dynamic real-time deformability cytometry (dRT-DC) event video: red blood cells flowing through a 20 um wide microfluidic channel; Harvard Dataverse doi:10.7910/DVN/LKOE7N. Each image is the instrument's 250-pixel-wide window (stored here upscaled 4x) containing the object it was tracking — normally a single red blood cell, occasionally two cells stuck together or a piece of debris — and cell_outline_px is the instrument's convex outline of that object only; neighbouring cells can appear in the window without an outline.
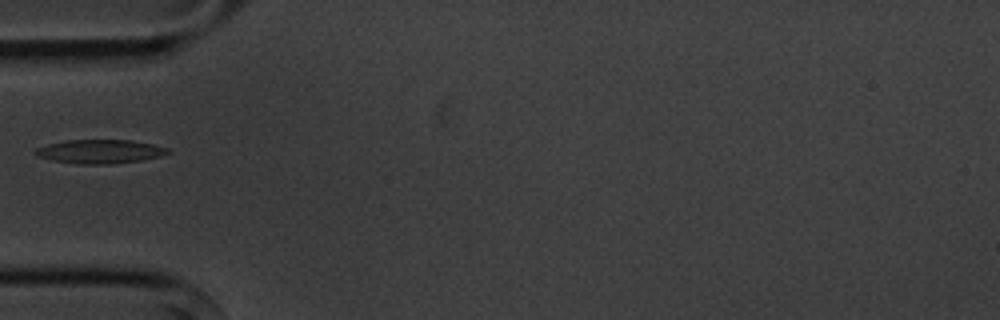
{"species": "common noctule bat (a hibernating species)", "species_latin": "Nyctalus noctula", "temperature_condition": "cold", "stored_images_in_passage": 2, "camera_frame_rate_fps": 3000, "um_per_image_px": 0.085, "animal": {"sex": "male", "body_mass_g": 20.1, "forearm_length_mm": 53.5}, "frame": {"image": 1, "passage_image": 1, "time_ms": 0.0, "image_size_px": [1000, 320], "cell_outline_px": [[172, 152], [160, 156], [144, 160], [112, 164], [80, 164], [52, 160], [36, 156], [32, 152], [36, 148], [48, 144], [68, 140], [132, 140], [152, 144], [168, 148]], "centroid_in_image_um": [8.5, 12.88], "position_along_channel_um": 76.5, "area_um2": 18.5}}
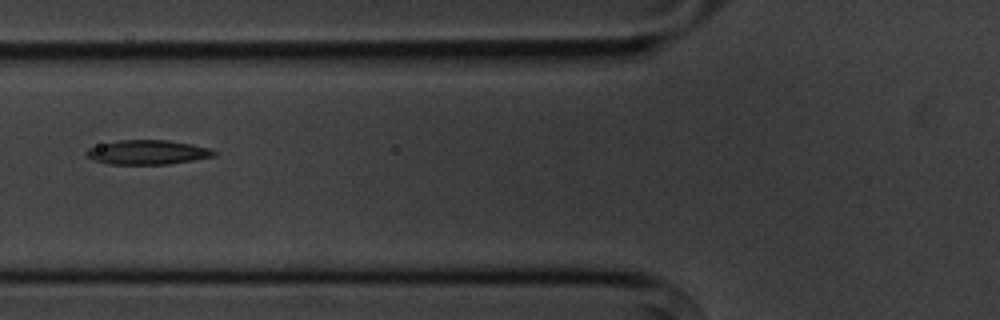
{"frame": {"image": 2, "passage_image": 2, "time_ms": 1.0, "image_size_px": [1000, 320], "cell_outline_px": [[216, 156], [168, 164], [108, 164], [92, 160], [84, 152], [88, 148], [100, 144], [120, 140], [168, 140], [192, 144], [208, 148], [216, 152]], "centroid_in_image_um": [12.51, 12.94], "position_along_channel_um": 113.3, "area_um2": 18.09}}